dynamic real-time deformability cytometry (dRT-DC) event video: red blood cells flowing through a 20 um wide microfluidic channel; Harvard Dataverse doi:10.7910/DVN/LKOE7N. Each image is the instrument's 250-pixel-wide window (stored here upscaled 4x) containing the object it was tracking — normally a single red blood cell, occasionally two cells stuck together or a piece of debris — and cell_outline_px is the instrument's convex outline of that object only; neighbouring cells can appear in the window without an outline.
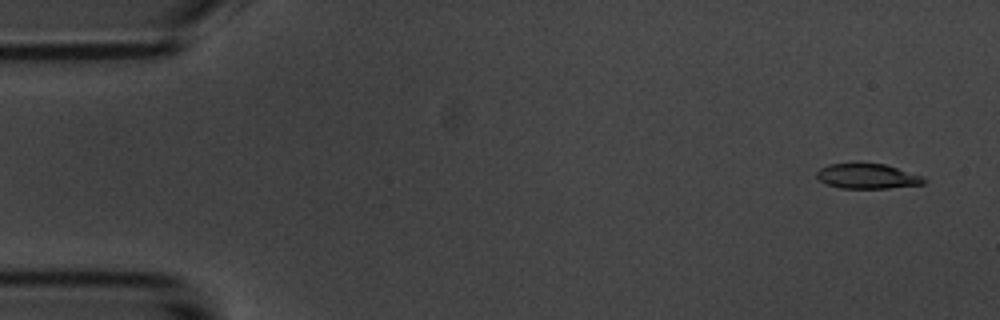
{"species": "common noctule bat (a hibernating species)", "species_latin": "Nyctalus noctula", "temperature_condition": "room temperature", "stored_images_in_passage": 5, "camera_frame_rate_fps": 3000, "um_per_image_px": 0.085, "animal": {"sex": "male", "body_mass_g": 20.1, "forearm_length_mm": 53.5}, "frame": {"image": 1, "passage_image": 1, "time_ms": 0.0, "image_size_px": [1000, 320], "cell_outline_px": [[928, 180], [924, 184], [888, 188], [840, 188], [828, 184], [820, 180], [816, 176], [816, 172], [820, 168], [828, 164], [884, 164], [924, 176]], "centroid_in_image_um": [73.77, 14.99], "position_along_channel_um": 11.2, "area_um2": 15.49}}